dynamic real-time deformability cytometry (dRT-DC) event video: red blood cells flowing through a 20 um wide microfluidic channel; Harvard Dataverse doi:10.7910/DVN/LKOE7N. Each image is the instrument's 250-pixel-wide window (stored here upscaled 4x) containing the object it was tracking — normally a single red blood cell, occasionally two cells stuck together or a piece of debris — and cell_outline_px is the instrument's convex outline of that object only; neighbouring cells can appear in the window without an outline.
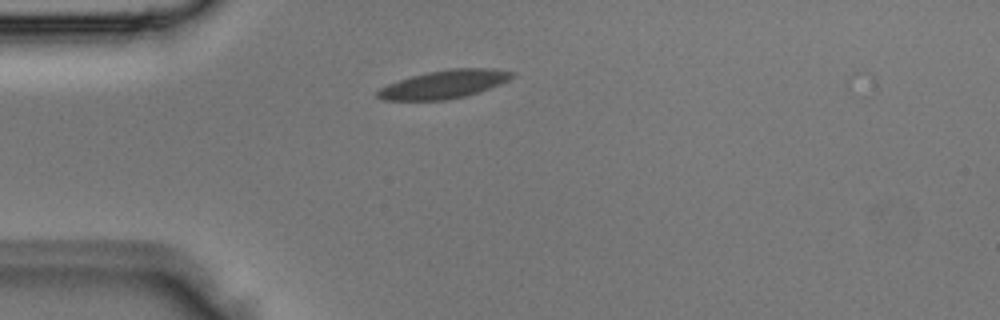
{"species": "Egyptian fruit bat (a non-hibernating species)", "species_latin": "Rousettus aegyptiacus", "temperature_condition": "room temperature", "stored_images_in_passage": 1, "camera_frame_rate_fps": 3000, "um_per_image_px": 0.085, "animal": {"sex": "male"}, "frame": {"image": 1, "passage_image": 1, "time_ms": 0.0, "image_size_px": [1000, 320], "cell_outline_px": [[516, 76], [500, 84], [464, 96], [444, 100], [384, 100], [376, 96], [376, 92], [380, 88], [388, 84], [412, 76], [428, 72], [452, 68], [488, 68], [516, 72]], "centroid_in_image_um": [37.76, 7.16], "position_along_channel_um": 47.2, "area_um2": 21.85}}